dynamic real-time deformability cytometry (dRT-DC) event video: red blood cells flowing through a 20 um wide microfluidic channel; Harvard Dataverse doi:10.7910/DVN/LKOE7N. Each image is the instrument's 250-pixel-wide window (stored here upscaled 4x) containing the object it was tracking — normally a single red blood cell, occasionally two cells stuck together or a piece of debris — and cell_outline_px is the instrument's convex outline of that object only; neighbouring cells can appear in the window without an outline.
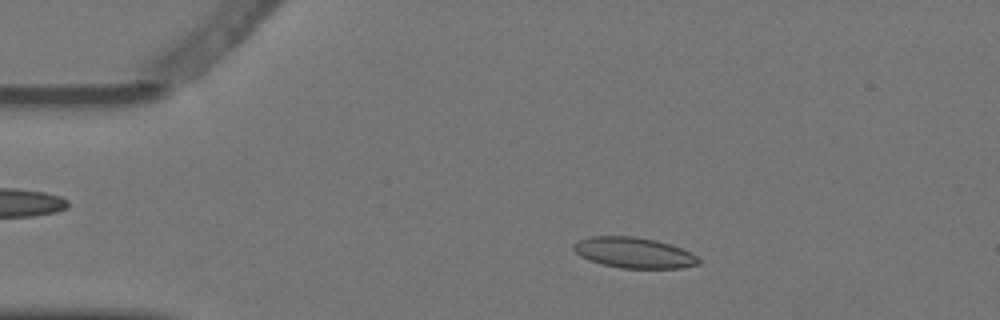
{"species": "Egyptian fruit bat (a non-hibernating species)", "species_latin": "Rousettus aegyptiacus", "temperature_condition": "warm", "stored_images_in_passage": 4, "camera_frame_rate_fps": 3000, "um_per_image_px": 0.085, "animal": {"sex": "female"}, "frame": {"image": 1, "passage_image": 3, "time_ms": 0.667, "image_size_px": [1000, 320], "cell_outline_px": [[700, 264], [680, 268], [620, 268], [600, 264], [588, 260], [580, 256], [572, 248], [572, 244], [580, 240], [592, 236], [632, 236], [656, 240], [680, 248], [696, 256], [700, 260]], "centroid_in_image_um": [53.84, 21.49], "position_along_channel_um": 31.2, "area_um2": 22.25}}